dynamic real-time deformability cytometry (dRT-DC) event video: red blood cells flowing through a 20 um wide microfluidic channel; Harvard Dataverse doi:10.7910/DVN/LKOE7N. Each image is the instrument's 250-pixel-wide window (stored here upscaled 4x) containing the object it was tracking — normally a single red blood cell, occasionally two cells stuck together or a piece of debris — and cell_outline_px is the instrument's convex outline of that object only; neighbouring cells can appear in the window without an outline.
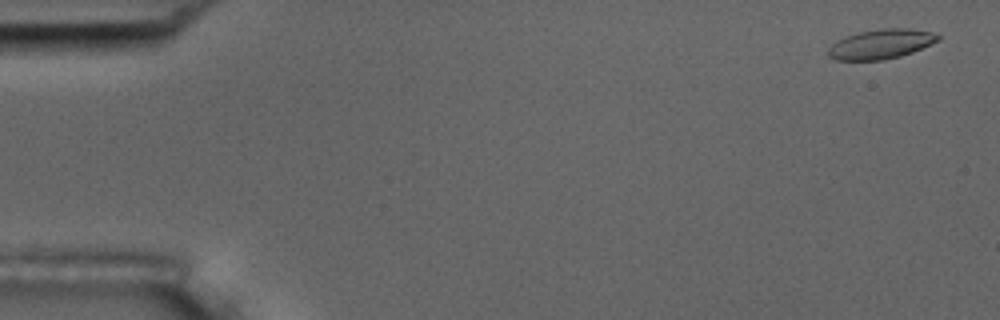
{"species": "common noctule bat (a hibernating species)", "species_latin": "Nyctalus noctula", "temperature_condition": "room temperature", "stored_images_in_passage": 7, "camera_frame_rate_fps": 3000, "um_per_image_px": 0.085, "animal": {"sex": "male", "body_mass_g": 17.5, "forearm_length_mm": 52.3}, "frame": {"image": 1, "passage_image": 1, "time_ms": 0.0, "image_size_px": [1000, 320], "cell_outline_px": [[940, 40], [912, 52], [900, 56], [880, 60], [836, 60], [828, 56], [828, 48], [836, 40], [860, 32], [880, 28], [908, 28], [932, 32], [940, 36]], "centroid_in_image_um": [74.87, 3.74], "position_along_channel_um": 10.1, "area_um2": 18.84}}
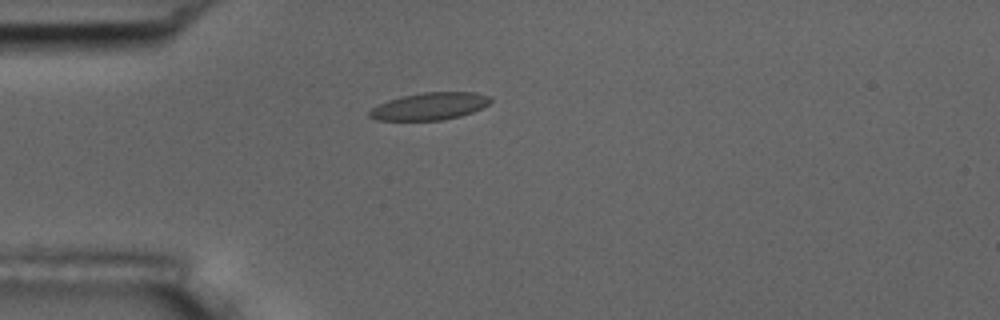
{"frame": {"image": 2, "passage_image": 4, "time_ms": 4.333, "image_size_px": [1000, 320], "cell_outline_px": [[492, 100], [488, 104], [472, 112], [460, 116], [440, 120], [376, 120], [368, 116], [368, 112], [372, 108], [388, 100], [400, 96], [424, 92], [476, 92], [488, 96]], "centroid_in_image_um": [36.5, 9.02], "position_along_channel_um": 48.5, "area_um2": 19.13}}